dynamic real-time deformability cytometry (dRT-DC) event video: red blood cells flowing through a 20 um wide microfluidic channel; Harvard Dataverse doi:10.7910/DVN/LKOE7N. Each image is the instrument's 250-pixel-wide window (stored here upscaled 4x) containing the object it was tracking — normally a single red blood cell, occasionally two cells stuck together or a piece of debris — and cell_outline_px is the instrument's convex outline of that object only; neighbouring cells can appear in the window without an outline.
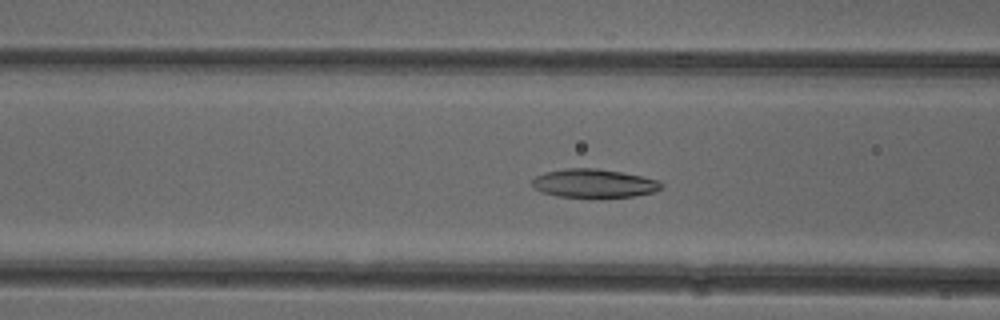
{"species": "common noctule bat (a hibernating species)", "species_latin": "Nyctalus noctula", "temperature_condition": "cold", "stored_images_in_passage": 53, "camera_frame_rate_fps": 3000, "um_per_image_px": 0.085, "animal": {"sex": "female"}, "frame": {"image": 1, "passage_image": 21, "time_ms": 6.667, "image_size_px": [1000, 320], "cell_outline_px": [[664, 188], [652, 192], [632, 196], [556, 196], [540, 192], [532, 184], [532, 180], [536, 176], [544, 172], [564, 168], [596, 168], [620, 172], [660, 180], [664, 184]], "centroid_in_image_um": [50.48, 15.56], "position_along_channel_um": 116.1, "area_um2": 21.21}}
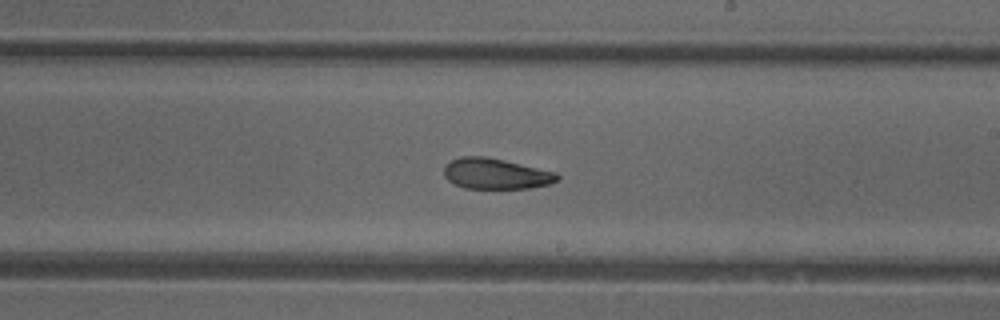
{"frame": {"image": 2, "passage_image": 31, "time_ms": 10.0, "image_size_px": [1000, 320], "cell_outline_px": [[560, 180], [548, 184], [528, 188], [464, 188], [448, 180], [444, 176], [444, 168], [452, 160], [460, 156], [484, 156], [504, 160], [556, 172], [560, 176]], "centroid_in_image_um": [42.16, 14.76], "position_along_channel_um": 246.8, "area_um2": 20.11}}
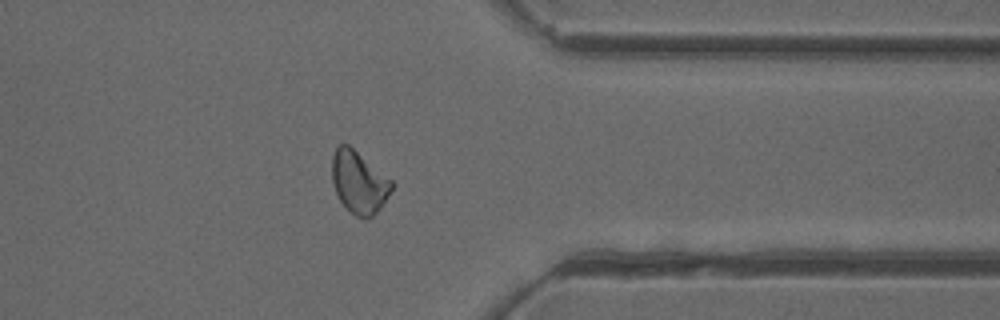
{"frame": {"image": 3, "passage_image": 42, "time_ms": 13.667, "image_size_px": [1000, 320], "cell_outline_px": [[392, 188], [380, 208], [372, 216], [364, 220], [356, 216], [340, 200], [336, 192], [332, 180], [332, 156], [336, 148], [340, 144], [348, 144], [392, 180]], "centroid_in_image_um": [30.5, 15.48], "position_along_channel_um": 380.9, "area_um2": 21.27}, "authors_computed_cell_mechanics": {"area_um2": 21.964, "velocity_mm_per_s": 3.9227, "shape_relaxation_time_tau1_ms": null, "shape_relaxation_time_tau2_ms": 7.4861, "deformation_change_tau1": null, "deformation_change_tau2": 0.1535}}